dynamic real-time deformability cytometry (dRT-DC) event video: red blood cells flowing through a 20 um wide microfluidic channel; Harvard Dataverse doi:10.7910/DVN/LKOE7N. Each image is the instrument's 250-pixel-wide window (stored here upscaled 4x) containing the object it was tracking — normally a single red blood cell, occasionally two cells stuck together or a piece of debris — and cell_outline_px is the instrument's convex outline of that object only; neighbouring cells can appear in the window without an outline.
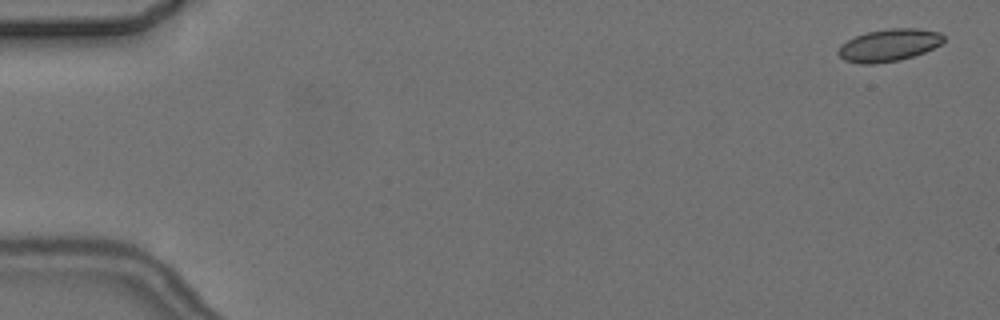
{"species": "common noctule bat (a hibernating species)", "species_latin": "Nyctalus noctula", "temperature_condition": "cold", "stored_images_in_passage": 7, "camera_frame_rate_fps": 3000, "um_per_image_px": 0.085, "animal": {"sex": "female", "body_mass_g": 24.6, "forearm_length_mm": 56.2}, "frame": {"image": 1, "passage_image": 1, "time_ms": 0.0, "image_size_px": [1000, 320], "cell_outline_px": [[944, 40], [940, 44], [924, 52], [900, 60], [872, 64], [860, 64], [844, 60], [836, 52], [840, 44], [856, 36], [868, 32], [888, 28], [920, 28], [940, 32], [944, 36]], "centroid_in_image_um": [75.54, 3.83], "position_along_channel_um": 9.5, "area_um2": 19.88}}
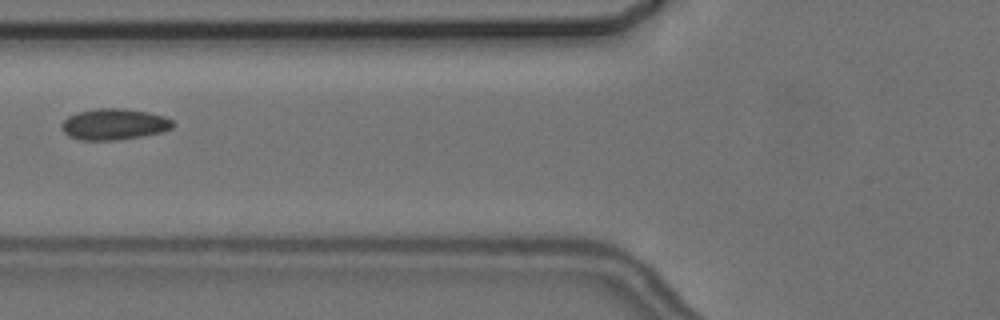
{"frame": {"image": 2, "passage_image": 7, "time_ms": 7.0, "image_size_px": [1000, 320], "cell_outline_px": [[176, 124], [172, 128], [160, 132], [140, 136], [116, 140], [80, 140], [68, 136], [60, 128], [60, 124], [68, 116], [76, 112], [96, 108], [124, 108], [148, 112], [164, 116], [172, 120]], "centroid_in_image_um": [9.67, 10.55], "position_along_channel_um": 116.1, "area_um2": 20.35}}